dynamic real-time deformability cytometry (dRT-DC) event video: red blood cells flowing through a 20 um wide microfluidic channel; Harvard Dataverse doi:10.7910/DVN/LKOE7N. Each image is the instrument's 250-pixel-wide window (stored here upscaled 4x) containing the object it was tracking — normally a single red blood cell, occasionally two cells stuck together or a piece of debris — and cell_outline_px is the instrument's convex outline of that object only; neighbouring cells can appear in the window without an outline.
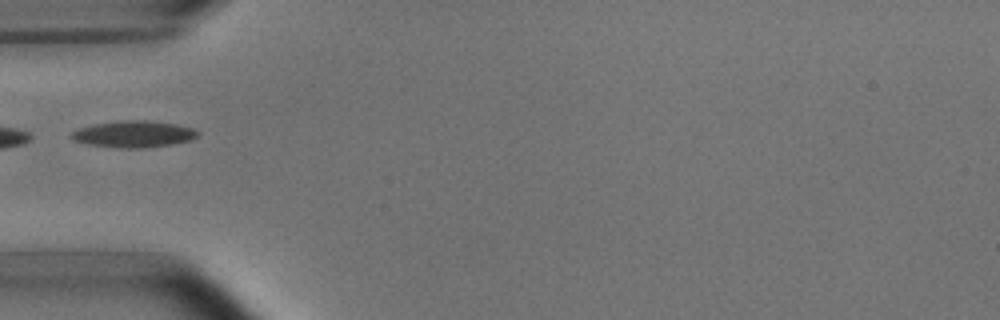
{"species": "common noctule bat (a hibernating species)", "species_latin": "Nyctalus noctula", "temperature_condition": "room temperature", "stored_images_in_passage": 5, "camera_frame_rate_fps": 3000, "um_per_image_px": 0.085, "animal": {"sex": "male", "body_mass_g": 15.6}, "frame": {"image": 1, "passage_image": 5, "time_ms": 5.333, "image_size_px": [1000, 320], "cell_outline_px": [[200, 136], [192, 140], [172, 144], [144, 148], [116, 148], [88, 144], [76, 140], [68, 136], [72, 132], [80, 128], [96, 124], [120, 120], [144, 120], [176, 124], [192, 128], [200, 132]], "centroid_in_image_um": [11.41, 11.4], "position_along_channel_um": 73.6, "area_um2": 19.59}}